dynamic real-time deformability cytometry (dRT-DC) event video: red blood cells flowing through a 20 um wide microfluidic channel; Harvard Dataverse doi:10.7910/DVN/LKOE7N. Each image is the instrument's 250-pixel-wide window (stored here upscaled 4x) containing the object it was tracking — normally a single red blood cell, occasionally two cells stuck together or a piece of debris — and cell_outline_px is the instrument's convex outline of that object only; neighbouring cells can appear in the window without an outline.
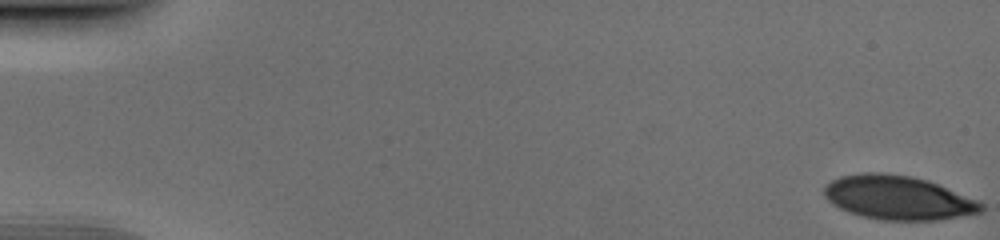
{"species": "human", "species_latin": "Homo sapiens", "temperature_condition": "cold", "stored_images_in_passage": 51, "camera_frame_rate_fps": 3000, "um_per_image_px": 0.085, "donor": {"sex": "male"}, "frame": {"image": 1, "passage_image": 1, "time_ms": 0.0, "image_size_px": [1000, 240], "cell_outline_px": [[984, 212], [936, 220], [880, 220], [848, 212], [832, 204], [824, 196], [824, 184], [840, 176], [864, 172], [880, 172], [912, 176], [928, 180], [980, 200], [984, 204]], "centroid_in_image_um": [76.36, 16.79], "position_along_channel_um": 8.6, "area_um2": 40.58}}
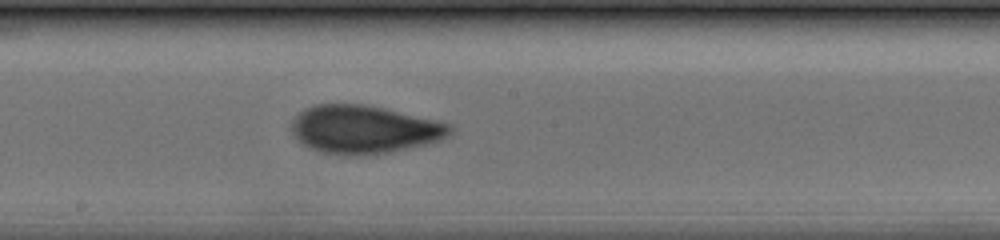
{"frame": {"image": 2, "passage_image": 29, "time_ms": 9.333, "image_size_px": [1000, 240], "cell_outline_px": [[456, 128], [448, 136], [440, 140], [428, 144], [388, 152], [364, 156], [344, 156], [320, 152], [308, 148], [288, 128], [292, 120], [304, 108], [316, 104], [364, 104], [384, 108], [436, 120], [452, 124]], "centroid_in_image_um": [30.95, 11.01], "position_along_channel_um": 217.3, "area_um2": 44.97}}
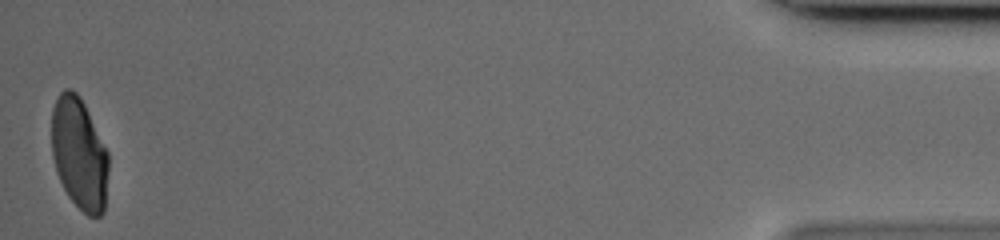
{"frame": {"image": 3, "passage_image": 51, "time_ms": 16.667, "image_size_px": [1000, 240], "cell_outline_px": [[108, 172], [104, 212], [100, 216], [88, 216], [68, 196], [56, 172], [52, 156], [52, 108], [60, 92], [64, 88], [72, 88], [80, 96], [108, 152]], "centroid_in_image_um": [6.73, 13.05], "position_along_channel_um": 428.5, "area_um2": 37.05}}